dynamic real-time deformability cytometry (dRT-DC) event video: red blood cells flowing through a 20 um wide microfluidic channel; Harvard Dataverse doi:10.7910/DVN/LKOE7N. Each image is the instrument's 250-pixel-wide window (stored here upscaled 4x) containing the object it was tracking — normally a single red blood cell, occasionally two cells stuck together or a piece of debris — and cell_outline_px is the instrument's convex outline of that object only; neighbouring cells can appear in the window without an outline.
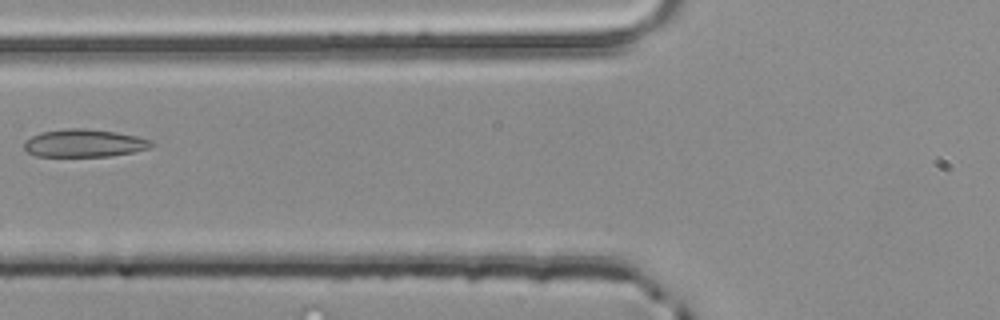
{"species": "common noctule bat (a hibernating species)", "species_latin": "Nyctalus noctula", "temperature_condition": "room temperature", "stored_images_in_passage": 4, "camera_frame_rate_fps": 3000, "um_per_image_px": 0.085, "animal": {"sex": "male", "body_mass_g": 20.4}, "frame": {"image": 1, "passage_image": 4, "time_ms": 1.0, "image_size_px": [1000, 320], "cell_outline_px": [[156, 144], [148, 148], [132, 152], [108, 156], [36, 156], [28, 152], [24, 148], [24, 140], [40, 132], [68, 128], [84, 128], [116, 132], [136, 136], [152, 140]], "centroid_in_image_um": [7.15, 12.16], "position_along_channel_um": 118.7, "area_um2": 20.58}}